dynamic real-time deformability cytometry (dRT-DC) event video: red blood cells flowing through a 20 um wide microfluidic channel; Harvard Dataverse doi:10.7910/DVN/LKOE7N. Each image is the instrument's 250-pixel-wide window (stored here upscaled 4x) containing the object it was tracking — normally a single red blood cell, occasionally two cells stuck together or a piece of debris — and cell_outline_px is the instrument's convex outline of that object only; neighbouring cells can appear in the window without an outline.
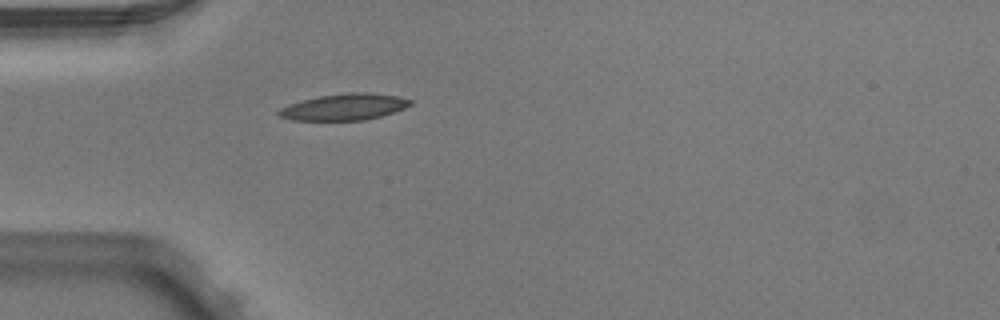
{"species": "Egyptian fruit bat (a non-hibernating species)", "species_latin": "Rousettus aegyptiacus", "temperature_condition": "warm", "stored_images_in_passage": 1, "camera_frame_rate_fps": 3000, "um_per_image_px": 0.085, "animal": {"sex": "male"}, "frame": {"image": 1, "passage_image": 1, "time_ms": 0.0, "image_size_px": [1000, 320], "cell_outline_px": [[412, 104], [404, 108], [380, 116], [364, 120], [292, 120], [280, 116], [276, 112], [280, 108], [288, 104], [320, 96], [348, 92], [368, 92], [396, 96], [412, 100]], "centroid_in_image_um": [29.25, 9.09], "position_along_channel_um": 55.8, "area_um2": 20.06}}